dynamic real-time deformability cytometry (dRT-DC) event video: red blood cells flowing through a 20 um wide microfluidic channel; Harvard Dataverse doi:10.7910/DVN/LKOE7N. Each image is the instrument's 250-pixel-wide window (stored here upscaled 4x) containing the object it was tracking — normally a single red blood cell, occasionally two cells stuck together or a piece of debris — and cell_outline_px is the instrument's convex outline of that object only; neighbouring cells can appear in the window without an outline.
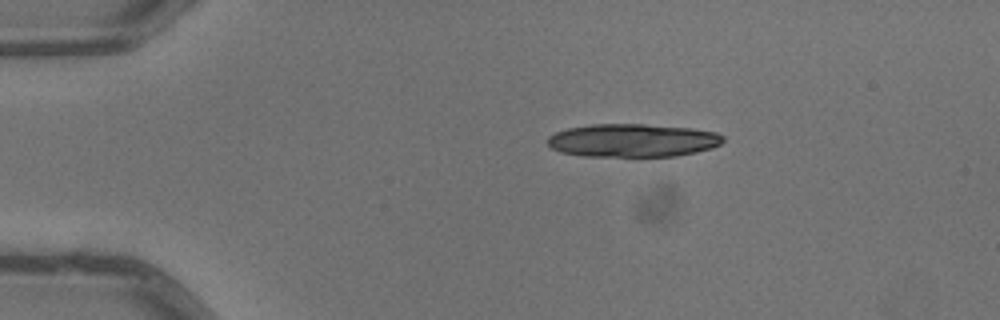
{"species": "common noctule bat (a hibernating species)", "species_latin": "Nyctalus noctula", "temperature_condition": "warm", "stored_images_in_passage": 5, "segment_of_instrument_passage": [1, 2], "camera_frame_rate_fps": 3000, "um_per_image_px": 0.085, "animal": {"sex": "male", "body_mass_g": 13.3}, "frame": {"image": 1, "passage_image": 1, "time_ms": 0.0, "image_size_px": [1000, 320], "cell_outline_px": [[724, 140], [720, 144], [712, 148], [696, 152], [676, 156], [584, 156], [560, 152], [552, 148], [548, 144], [548, 136], [556, 132], [568, 128], [592, 124], [644, 124], [692, 128], [716, 132], [724, 136]], "centroid_in_image_um": [53.79, 11.93], "position_along_channel_um": 31.2, "area_um2": 33.99}}